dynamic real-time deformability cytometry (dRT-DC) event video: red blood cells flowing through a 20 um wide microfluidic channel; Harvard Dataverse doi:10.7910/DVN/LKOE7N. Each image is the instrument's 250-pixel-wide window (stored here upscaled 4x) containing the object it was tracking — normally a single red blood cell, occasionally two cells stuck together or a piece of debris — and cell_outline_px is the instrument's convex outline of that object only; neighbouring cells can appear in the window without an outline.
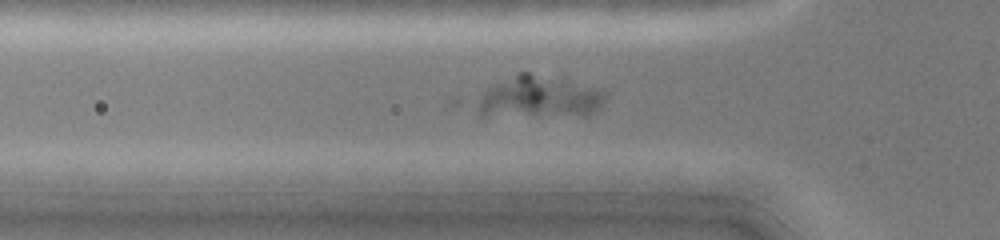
{"species": "common noctule bat (a hibernating species)", "species_latin": "Nyctalus noctula", "temperature_condition": "cold", "stored_images_in_passage": 38, "camera_frame_rate_fps": 3000, "um_per_image_px": 0.085, "animal": {"sex": "female", "body_mass_g": 19.0, "forearm_length_mm": 51.5}, "frame": {"image": 1, "passage_image": 6, "time_ms": 1.667, "image_size_px": [1000, 240], "cell_outline_px": [[604, 100], [588, 116], [480, 116], [480, 96], [492, 84], [520, 72], [528, 72], [564, 80], [596, 88], [604, 92]], "centroid_in_image_um": [45.81, 8.28], "position_along_channel_um": 80.0, "area_um2": 30.87}}
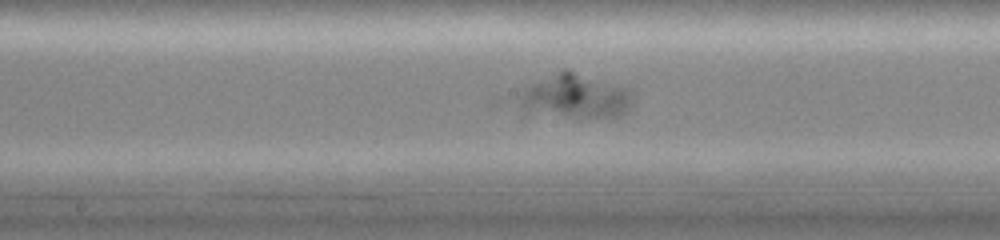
{"frame": {"image": 2, "passage_image": 15, "time_ms": 4.667, "image_size_px": [1000, 240], "cell_outline_px": [[632, 96], [628, 108], [624, 112], [616, 116], [580, 116], [524, 108], [520, 100], [520, 96], [528, 88], [564, 68], [568, 68], [632, 88]], "centroid_in_image_um": [49.09, 8.09], "position_along_channel_um": 199.1, "area_um2": 27.57}}
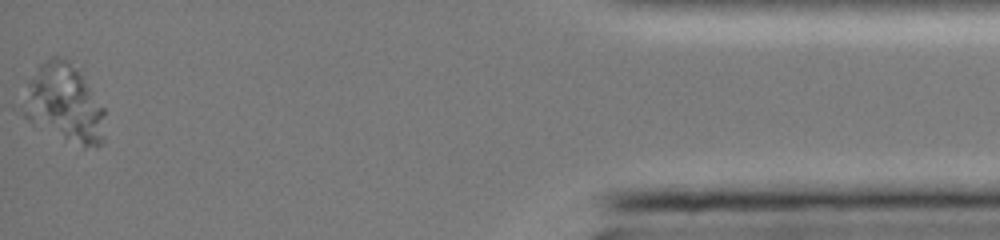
{"frame": {"image": 3, "passage_image": 38, "time_ms": 12.333, "image_size_px": [1000, 240], "cell_outline_px": [[104, 136], [100, 144], [96, 148], [84, 144], [64, 136], [28, 120], [20, 112], [20, 108], [28, 80], [40, 64], [52, 56], [56, 56], [68, 60], [80, 72], [104, 108]], "centroid_in_image_um": [5.43, 8.72], "position_along_channel_um": 429.8, "area_um2": 36.3}}